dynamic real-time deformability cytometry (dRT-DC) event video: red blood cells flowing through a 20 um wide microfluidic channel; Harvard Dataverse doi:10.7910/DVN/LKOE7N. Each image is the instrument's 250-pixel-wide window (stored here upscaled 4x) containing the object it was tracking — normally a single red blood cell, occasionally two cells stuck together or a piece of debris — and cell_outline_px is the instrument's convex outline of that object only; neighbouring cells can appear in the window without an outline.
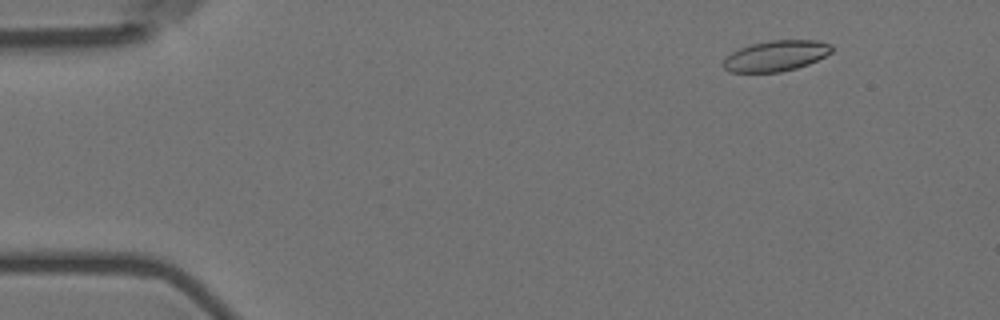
{"species": "Egyptian fruit bat (a non-hibernating species)", "species_latin": "Rousettus aegyptiacus", "temperature_condition": "room temperature", "stored_images_in_passage": 51, "camera_frame_rate_fps": 3000, "um_per_image_px": 0.085, "animal": {"sex": "female"}, "frame": {"image": 1, "passage_image": 4, "time_ms": 1.0, "image_size_px": [1000, 320], "cell_outline_px": [[832, 52], [808, 64], [796, 68], [780, 72], [728, 72], [724, 68], [724, 60], [732, 52], [740, 48], [752, 44], [768, 40], [816, 40], [832, 44]], "centroid_in_image_um": [65.97, 4.74], "position_along_channel_um": 19.0, "area_um2": 19.25}}
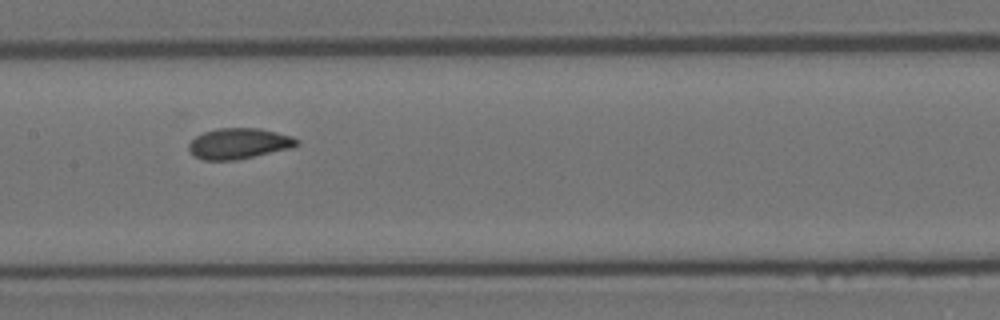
{"frame": {"image": 2, "passage_image": 26, "time_ms": 8.333, "image_size_px": [1000, 320], "cell_outline_px": [[300, 144], [292, 148], [236, 160], [204, 160], [196, 156], [188, 148], [188, 144], [196, 136], [204, 132], [216, 128], [260, 128], [292, 136], [300, 140]], "centroid_in_image_um": [20.34, 12.19], "position_along_channel_um": 187.1, "area_um2": 19.36}}
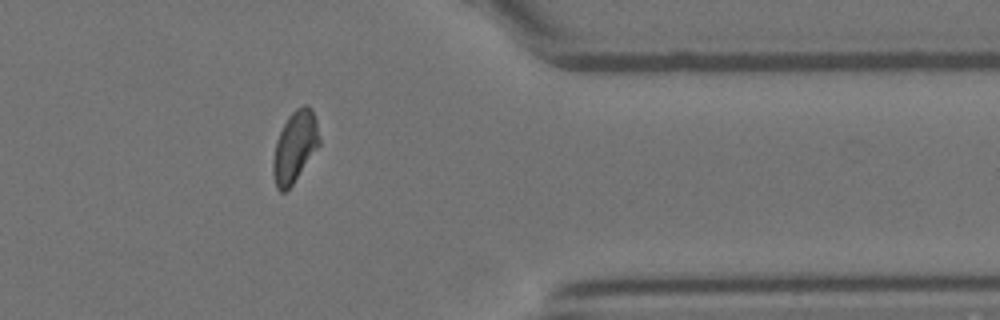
{"frame": {"image": 3, "passage_image": 44, "time_ms": 14.333, "image_size_px": [1000, 320], "cell_outline_px": [[320, 144], [292, 184], [284, 192], [280, 192], [276, 188], [272, 172], [272, 160], [276, 140], [288, 116], [296, 108], [304, 104], [308, 104], [312, 108], [316, 120], [320, 140]], "centroid_in_image_um": [25.05, 12.45], "position_along_channel_um": 386.4, "area_um2": 19.13}, "authors_computed_cell_mechanics": {"area_um2": 19.363, "velocity_mm_per_s": 3.5836, "shape_relaxation_time_tau1_ms": 7.9059, "shape_relaxation_time_tau2_ms": 1.1718, "deformation_change_tau1": 0.1623, "deformation_change_tau2": 0.0542}}